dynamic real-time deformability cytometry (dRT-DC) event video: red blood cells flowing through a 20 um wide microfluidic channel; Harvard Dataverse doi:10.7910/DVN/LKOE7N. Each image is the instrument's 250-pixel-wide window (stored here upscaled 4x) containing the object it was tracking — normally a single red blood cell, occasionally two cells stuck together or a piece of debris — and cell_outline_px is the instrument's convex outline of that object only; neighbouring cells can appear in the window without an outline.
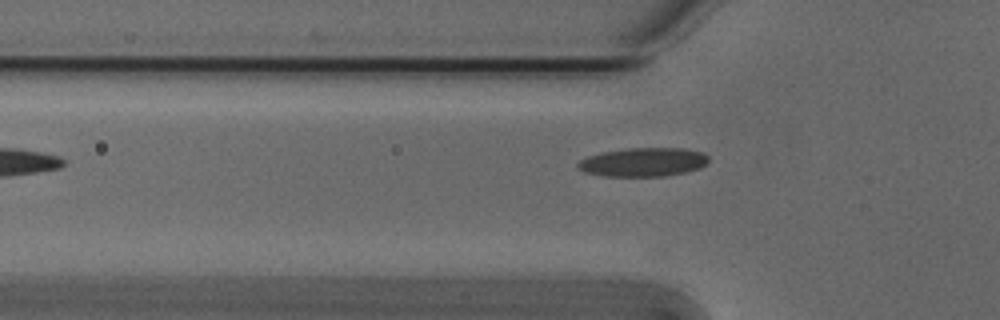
{"species": "Egyptian fruit bat (a non-hibernating species)", "species_latin": "Rousettus aegyptiacus", "temperature_condition": "cold", "stored_images_in_passage": 32, "camera_frame_rate_fps": 3000, "um_per_image_px": 0.085, "animal": {"sex": "male"}, "frame": {"image": 1, "passage_image": 2, "time_ms": 0.333, "image_size_px": [1000, 320], "cell_outline_px": [[708, 160], [700, 168], [684, 172], [664, 176], [604, 176], [584, 172], [576, 164], [580, 160], [588, 156], [604, 152], [628, 148], [684, 148], [704, 152], [708, 156]], "centroid_in_image_um": [54.69, 13.77], "position_along_channel_um": 71.1, "area_um2": 21.79}}
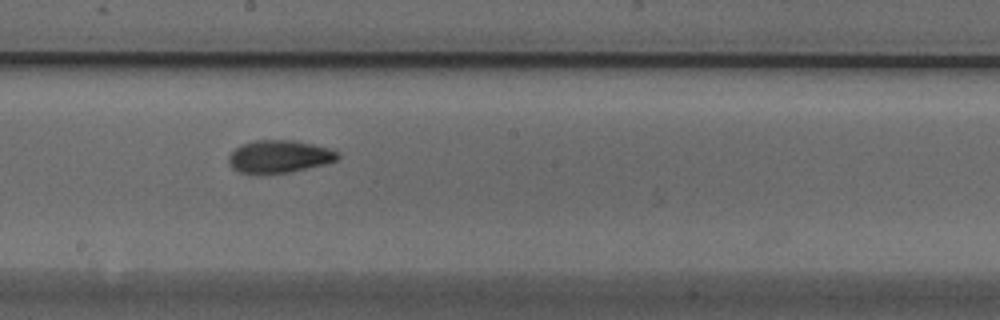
{"frame": {"image": 2, "passage_image": 14, "time_ms": 4.333, "image_size_px": [1000, 320], "cell_outline_px": [[340, 156], [336, 160], [324, 164], [288, 172], [240, 172], [232, 168], [228, 164], [228, 156], [240, 144], [256, 140], [292, 140], [312, 144], [328, 148], [340, 152]], "centroid_in_image_um": [23.73, 13.28], "position_along_channel_um": 224.5, "area_um2": 20.35}}
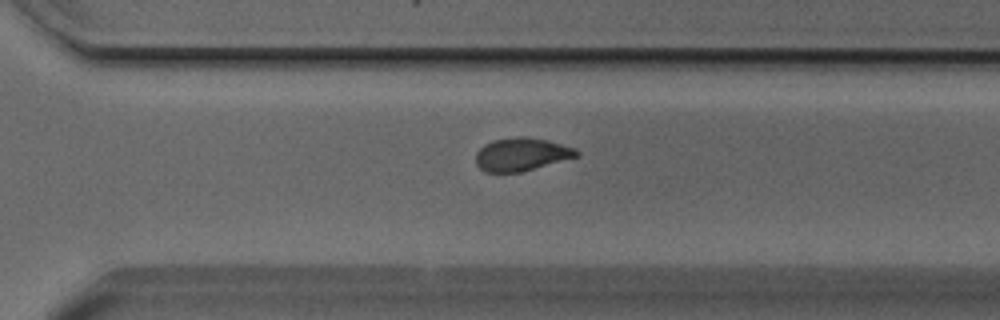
{"frame": {"image": 3, "passage_image": 22, "time_ms": 7.0, "image_size_px": [1000, 320], "cell_outline_px": [[580, 156], [520, 172], [484, 172], [476, 164], [476, 152], [484, 144], [492, 140], [520, 136], [528, 136], [548, 140], [576, 148], [580, 152]], "centroid_in_image_um": [44.34, 13.11], "position_along_channel_um": 326.3, "area_um2": 19.59}}